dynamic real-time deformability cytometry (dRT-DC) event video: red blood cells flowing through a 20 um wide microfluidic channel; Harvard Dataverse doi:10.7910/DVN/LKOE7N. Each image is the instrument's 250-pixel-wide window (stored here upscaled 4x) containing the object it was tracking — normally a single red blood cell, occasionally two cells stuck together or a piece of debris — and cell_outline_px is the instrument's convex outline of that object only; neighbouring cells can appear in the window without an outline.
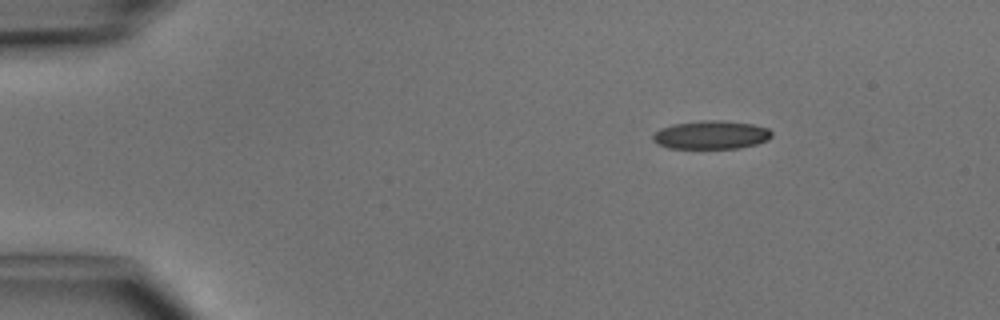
{"species": "common noctule bat (a hibernating species)", "species_latin": "Nyctalus noctula", "temperature_condition": "cold", "stored_images_in_passage": 3, "camera_frame_rate_fps": 3000, "um_per_image_px": 0.085, "animal": {"sex": "male", "body_mass_g": 15.6}, "frame": {"image": 1, "passage_image": 1, "time_ms": 0.0, "image_size_px": [1000, 320], "cell_outline_px": [[772, 136], [768, 140], [756, 144], [740, 148], [668, 148], [656, 144], [652, 140], [652, 136], [660, 128], [672, 124], [700, 120], [720, 120], [752, 124], [768, 128], [772, 132]], "centroid_in_image_um": [60.43, 11.46], "position_along_channel_um": 24.6, "area_um2": 19.83}}
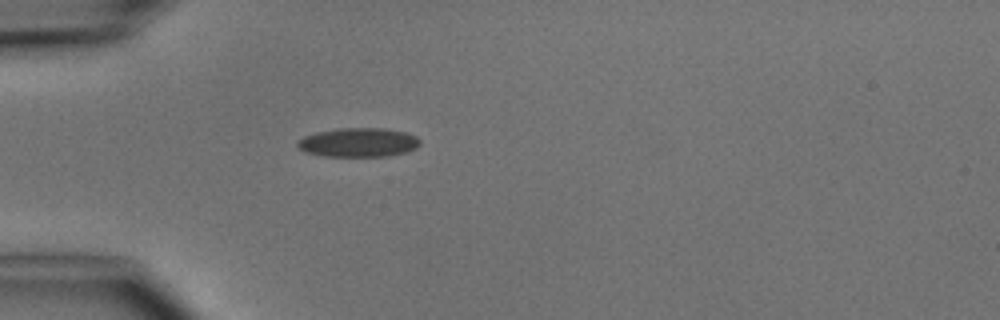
{"frame": {"image": 2, "passage_image": 3, "time_ms": 2.333, "image_size_px": [1000, 320], "cell_outline_px": [[420, 144], [416, 148], [408, 152], [388, 156], [324, 156], [304, 152], [296, 144], [296, 140], [304, 136], [316, 132], [340, 128], [380, 128], [404, 132], [416, 136], [420, 140]], "centroid_in_image_um": [30.45, 12.11], "position_along_channel_um": 54.6, "area_um2": 20.81}}